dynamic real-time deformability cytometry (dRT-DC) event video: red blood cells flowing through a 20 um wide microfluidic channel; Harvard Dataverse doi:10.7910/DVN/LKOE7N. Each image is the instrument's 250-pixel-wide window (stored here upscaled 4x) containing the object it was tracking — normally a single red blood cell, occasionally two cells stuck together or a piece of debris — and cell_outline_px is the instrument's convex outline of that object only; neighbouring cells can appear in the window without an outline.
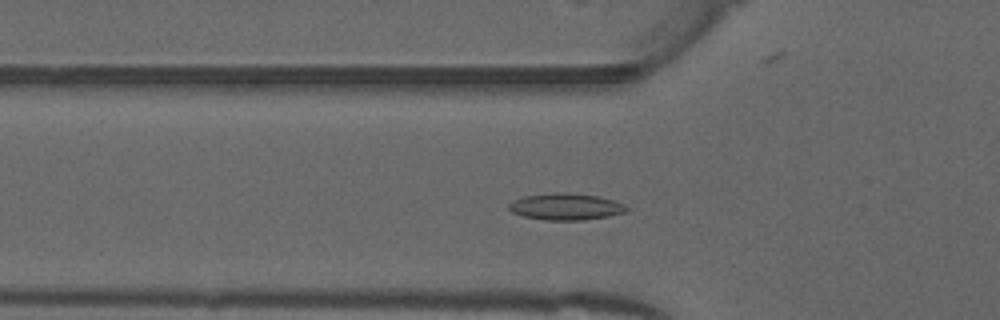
{"species": "common noctule bat (a hibernating species)", "species_latin": "Nyctalus noctula", "temperature_condition": "warm", "stored_images_in_passage": 47, "camera_frame_rate_fps": 3000, "um_per_image_px": 0.085, "animal": {"sex": "male", "forearm_length_mm": 52.5}, "frame": {"image": 1, "passage_image": 13, "time_ms": 4.0, "image_size_px": [1000, 320], "cell_outline_px": [[628, 212], [608, 216], [584, 220], [544, 220], [524, 216], [512, 212], [508, 208], [508, 204], [512, 200], [524, 196], [552, 192], [564, 192], [596, 196], [612, 200], [624, 204], [628, 208]], "centroid_in_image_um": [48.07, 17.56], "position_along_channel_um": 77.7, "area_um2": 18.32}}
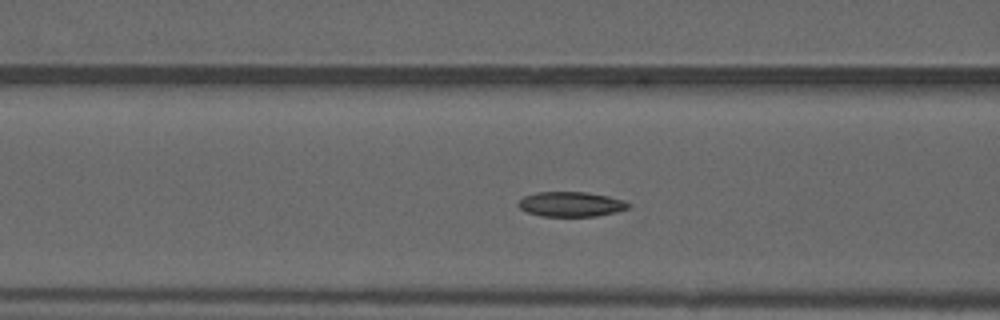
{"frame": {"image": 2, "passage_image": 16, "time_ms": 5.0, "image_size_px": [1000, 320], "cell_outline_px": [[632, 204], [628, 208], [616, 212], [596, 216], [540, 216], [528, 212], [520, 208], [516, 204], [524, 196], [536, 192], [588, 192], [608, 196], [624, 200]], "centroid_in_image_um": [48.54, 17.35], "position_along_channel_um": 118.1, "area_um2": 16.01}}
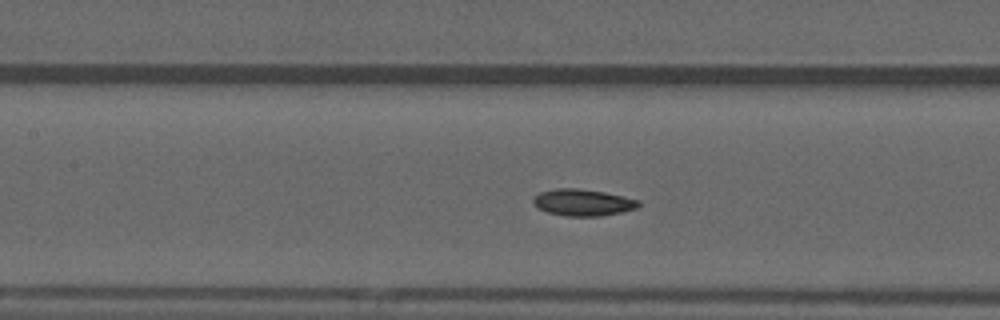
{"frame": {"image": 3, "passage_image": 19, "time_ms": 6.0, "image_size_px": [1000, 320], "cell_outline_px": [[640, 204], [636, 208], [620, 212], [600, 216], [564, 216], [548, 212], [536, 208], [532, 204], [532, 200], [540, 192], [556, 188], [576, 188], [604, 192], [624, 196], [640, 200]], "centroid_in_image_um": [49.52, 17.21], "position_along_channel_um": 157.9, "area_um2": 16.42}, "authors_computed_cell_mechanics": {"area_um2": 15.895, "velocity_mm_per_s": 3.9768, "shape_relaxation_time_tau1_ms": null, "shape_relaxation_time_tau2_ms": 5.5448, "deformation_change_tau1": null, "deformation_change_tau2": 0.0957}}